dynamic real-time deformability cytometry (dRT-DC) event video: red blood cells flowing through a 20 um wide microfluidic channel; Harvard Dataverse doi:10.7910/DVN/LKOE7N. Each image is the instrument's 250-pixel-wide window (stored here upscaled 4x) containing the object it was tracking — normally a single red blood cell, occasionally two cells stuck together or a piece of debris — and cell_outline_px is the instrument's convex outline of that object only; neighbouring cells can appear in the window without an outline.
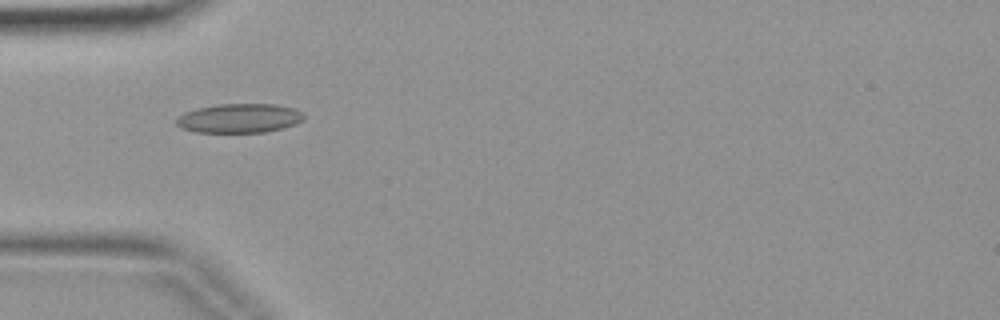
{"species": "common noctule bat (a hibernating species)", "species_latin": "Nyctalus noctula", "temperature_condition": "warm", "stored_images_in_passage": 4, "camera_frame_rate_fps": 3000, "um_per_image_px": 0.085, "animal": {"sex": "female", "body_mass_g": 19.9}, "frame": {"image": 1, "passage_image": 4, "time_ms": 1.0, "image_size_px": [1000, 320], "cell_outline_px": [[304, 120], [296, 124], [284, 128], [264, 132], [196, 132], [180, 128], [176, 124], [176, 120], [184, 112], [200, 108], [220, 104], [276, 104], [296, 108], [304, 112]], "centroid_in_image_um": [20.41, 10.05], "position_along_channel_um": 64.6, "area_um2": 21.79}}